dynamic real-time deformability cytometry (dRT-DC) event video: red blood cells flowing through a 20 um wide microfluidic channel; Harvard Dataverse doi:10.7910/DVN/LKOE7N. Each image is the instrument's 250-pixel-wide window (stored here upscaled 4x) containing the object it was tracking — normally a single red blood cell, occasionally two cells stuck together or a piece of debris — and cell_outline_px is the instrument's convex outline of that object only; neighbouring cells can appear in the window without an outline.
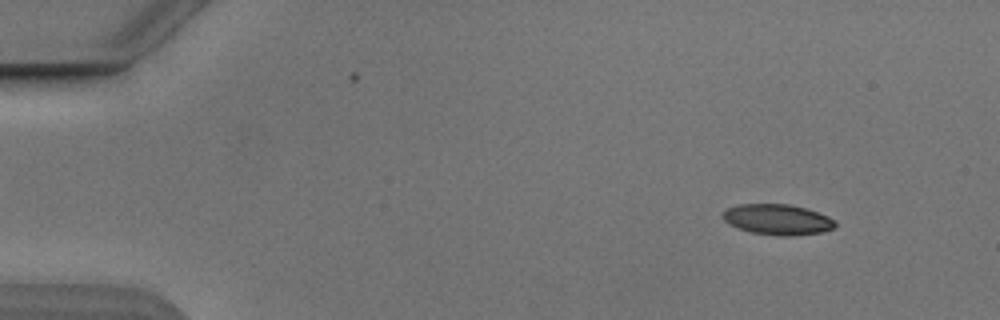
{"species": "Egyptian fruit bat (a non-hibernating species)", "species_latin": "Rousettus aegyptiacus", "temperature_condition": "cold", "stored_images_in_passage": 38, "camera_frame_rate_fps": 3000, "um_per_image_px": 0.085, "animal": {"sex": "male"}, "frame": {"image": 1, "passage_image": 5, "time_ms": 1.333, "image_size_px": [1000, 320], "cell_outline_px": [[836, 228], [820, 232], [792, 236], [776, 236], [752, 232], [728, 224], [720, 216], [728, 208], [736, 204], [788, 204], [804, 208], [828, 216], [836, 220]], "centroid_in_image_um": [66.09, 18.66], "position_along_channel_um": 18.9, "area_um2": 20.06}}
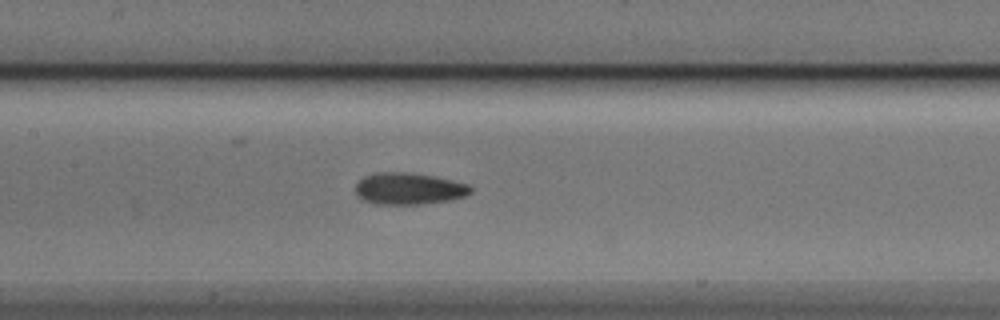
{"frame": {"image": 2, "passage_image": 25, "time_ms": 8.0, "image_size_px": [1000, 320], "cell_outline_px": [[472, 192], [464, 196], [452, 200], [424, 204], [372, 204], [360, 200], [356, 196], [356, 184], [364, 176], [376, 172], [404, 172], [432, 176], [452, 180], [468, 184], [472, 188]], "centroid_in_image_um": [34.72, 16.05], "position_along_channel_um": 172.7, "area_um2": 21.5}}
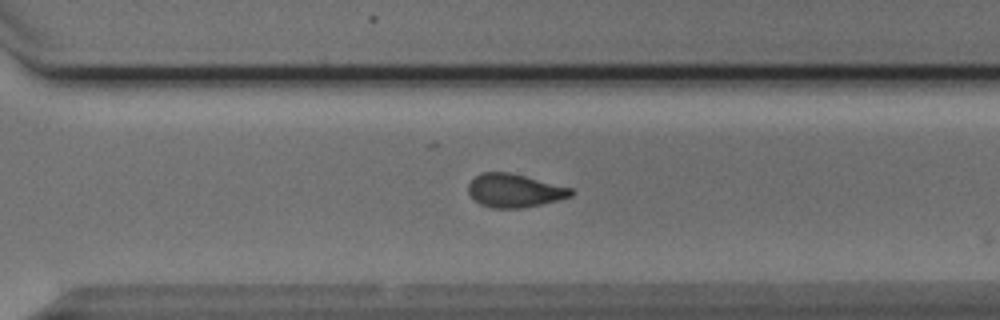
{"frame": {"image": 3, "passage_image": 37, "time_ms": 12.0, "image_size_px": [1000, 320], "cell_outline_px": [[576, 192], [572, 196], [540, 204], [520, 208], [492, 208], [480, 204], [468, 192], [468, 184], [476, 176], [484, 172], [508, 172], [572, 188]], "centroid_in_image_um": [43.73, 16.2], "position_along_channel_um": 326.9, "area_um2": 19.71}}